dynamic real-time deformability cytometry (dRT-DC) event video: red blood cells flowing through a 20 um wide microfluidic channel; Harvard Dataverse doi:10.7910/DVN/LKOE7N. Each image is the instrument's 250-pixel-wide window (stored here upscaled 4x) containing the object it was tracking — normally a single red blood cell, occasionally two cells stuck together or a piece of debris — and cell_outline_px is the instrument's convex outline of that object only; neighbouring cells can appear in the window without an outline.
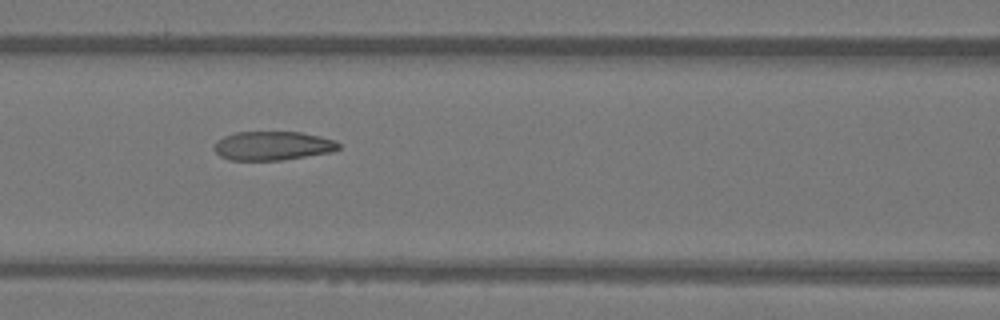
{"species": "Egyptian fruit bat (a non-hibernating species)", "species_latin": "Rousettus aegyptiacus", "temperature_condition": "warm", "stored_images_in_passage": 9, "camera_frame_rate_fps": 3000, "um_per_image_px": 0.085, "animal": {"sex": "female"}, "frame": {"image": 1, "passage_image": 7, "time_ms": 2.0, "image_size_px": [1000, 320], "cell_outline_px": [[340, 148], [332, 152], [280, 160], [228, 160], [220, 156], [212, 148], [216, 140], [224, 136], [236, 132], [300, 132], [320, 136], [336, 140], [340, 144]], "centroid_in_image_um": [23.16, 12.39], "position_along_channel_um": 143.4, "area_um2": 21.1}}
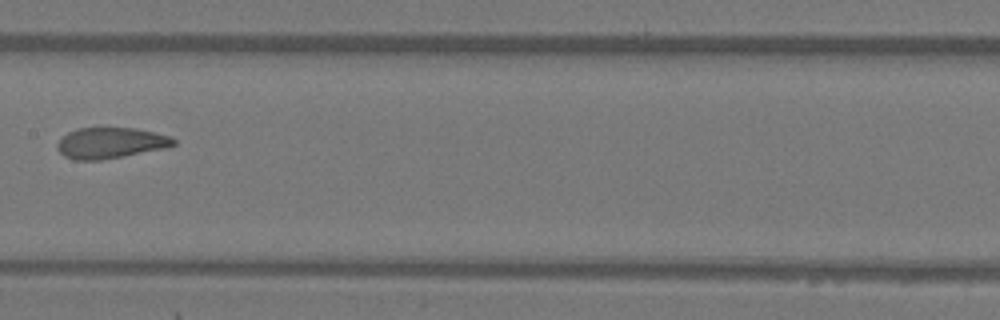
{"frame": {"image": 2, "passage_image": 8, "time_ms": 2.333, "image_size_px": [1000, 320], "cell_outline_px": [[176, 144], [164, 148], [124, 156], [100, 160], [72, 160], [64, 156], [60, 152], [56, 144], [68, 132], [76, 128], [132, 128], [152, 132], [168, 136], [176, 140]], "centroid_in_image_um": [9.36, 12.16], "position_along_channel_um": 198.0, "area_um2": 20.69}}
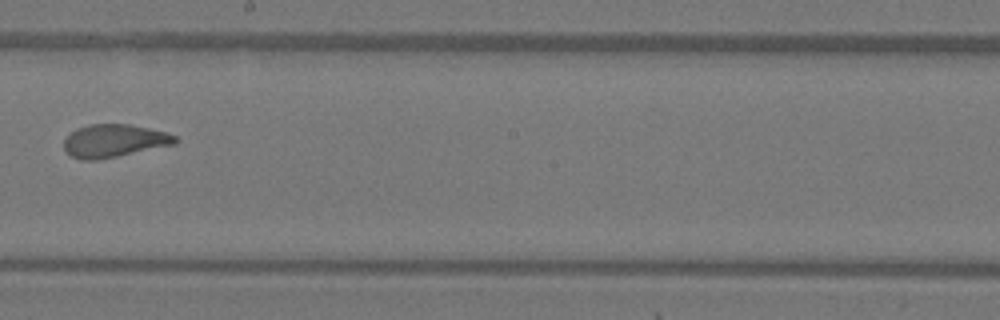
{"frame": {"image": 3, "passage_image": 9, "time_ms": 2.667, "image_size_px": [1000, 320], "cell_outline_px": [[180, 140], [176, 144], [96, 160], [80, 160], [72, 156], [64, 148], [64, 140], [76, 128], [88, 124], [128, 124], [148, 128], [164, 132], [176, 136]], "centroid_in_image_um": [9.7, 11.96], "position_along_channel_um": 238.5, "area_um2": 21.15}}